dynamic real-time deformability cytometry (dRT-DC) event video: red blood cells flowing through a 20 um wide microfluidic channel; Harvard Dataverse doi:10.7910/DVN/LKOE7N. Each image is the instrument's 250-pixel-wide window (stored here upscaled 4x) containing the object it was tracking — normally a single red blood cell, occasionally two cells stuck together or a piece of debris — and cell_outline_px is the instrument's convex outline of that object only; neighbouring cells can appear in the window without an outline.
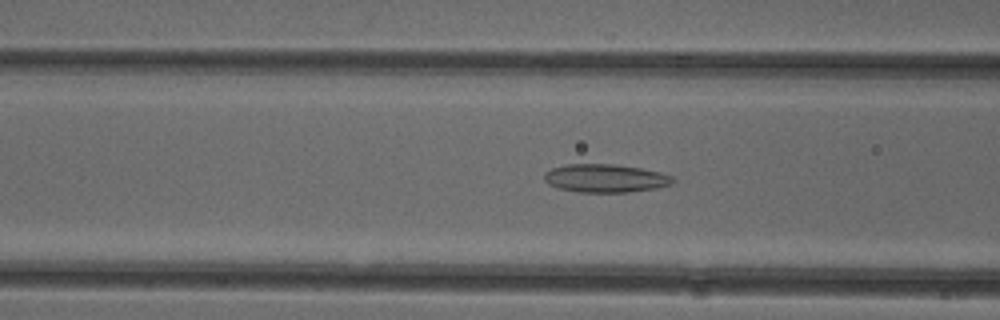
{"species": "common noctule bat (a hibernating species)", "species_latin": "Nyctalus noctula", "temperature_condition": "cold", "stored_images_in_passage": 45, "camera_frame_rate_fps": 3000, "um_per_image_px": 0.085, "animal": {"sex": "female"}, "frame": {"image": 1, "passage_image": 13, "time_ms": 4.0, "image_size_px": [1000, 320], "cell_outline_px": [[676, 180], [672, 184], [656, 188], [628, 192], [580, 192], [560, 188], [548, 184], [544, 180], [544, 172], [552, 168], [568, 164], [616, 164], [640, 168], [660, 172], [672, 176]], "centroid_in_image_um": [51.47, 15.15], "position_along_channel_um": 115.1, "area_um2": 21.15}}
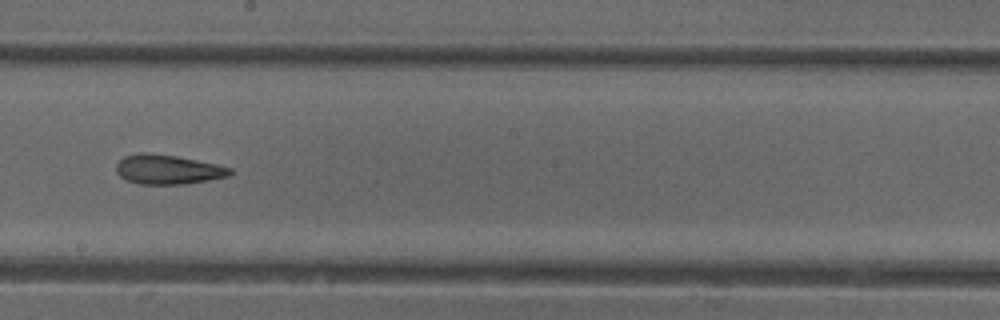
{"frame": {"image": 2, "passage_image": 22, "time_ms": 7.0, "image_size_px": [1000, 320], "cell_outline_px": [[232, 172], [228, 176], [208, 180], [184, 184], [140, 184], [124, 180], [116, 172], [116, 164], [124, 156], [140, 152], [148, 152], [176, 156], [216, 164], [232, 168]], "centroid_in_image_um": [14.22, 14.4], "position_along_channel_um": 234.0, "area_um2": 19.59}}
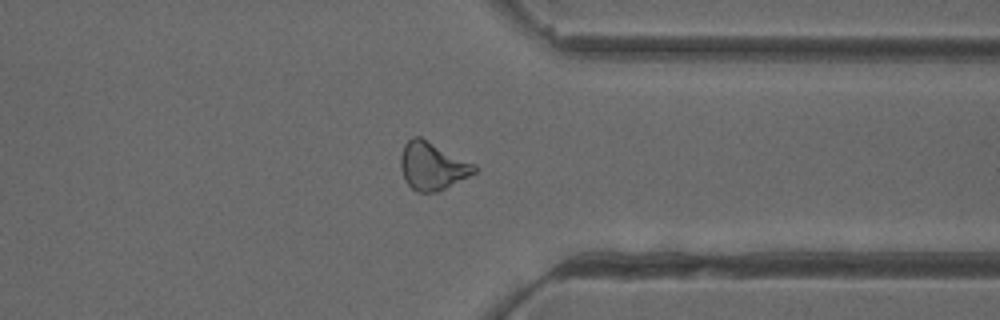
{"frame": {"image": 3, "passage_image": 33, "time_ms": 10.667, "image_size_px": [1000, 320], "cell_outline_px": [[480, 168], [476, 172], [436, 192], [416, 192], [404, 180], [400, 168], [400, 156], [404, 144], [412, 136], [420, 136], [476, 164]], "centroid_in_image_um": [36.74, 14.09], "position_along_channel_um": 374.7, "area_um2": 20.63}, "authors_computed_cell_mechanics": {"area_um2": 20.4612, "velocity_mm_per_s": 3.9537, "shape_relaxation_time_tau1_ms": null, "shape_relaxation_time_tau2_ms": 2.9924, "deformation_change_tau1": null, "deformation_change_tau2": 0.1212}}